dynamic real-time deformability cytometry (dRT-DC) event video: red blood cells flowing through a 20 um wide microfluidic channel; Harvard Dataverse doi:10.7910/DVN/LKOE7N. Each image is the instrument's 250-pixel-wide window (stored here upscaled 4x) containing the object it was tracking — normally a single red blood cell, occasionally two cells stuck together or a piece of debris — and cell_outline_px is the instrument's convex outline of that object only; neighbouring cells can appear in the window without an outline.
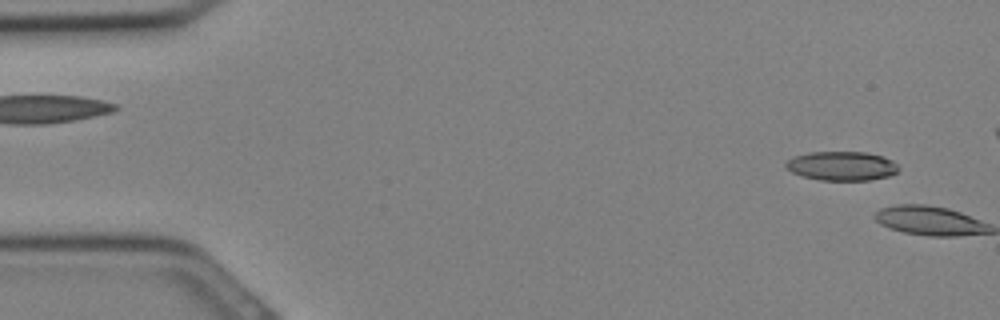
{"species": "Egyptian fruit bat (a non-hibernating species)", "species_latin": "Rousettus aegyptiacus", "temperature_condition": "cold", "stored_images_in_passage": 3, "camera_frame_rate_fps": 3000, "um_per_image_px": 0.085, "animal": {"sex": "female"}, "frame": {"image": 1, "passage_image": 2, "time_ms": 0.333, "image_size_px": [1000, 320], "cell_outline_px": [[900, 168], [896, 172], [888, 176], [868, 180], [820, 180], [804, 176], [792, 172], [784, 164], [792, 156], [808, 152], [868, 152], [884, 156], [892, 160]], "centroid_in_image_um": [71.56, 14.09], "position_along_channel_um": 13.4, "area_um2": 19.13}}